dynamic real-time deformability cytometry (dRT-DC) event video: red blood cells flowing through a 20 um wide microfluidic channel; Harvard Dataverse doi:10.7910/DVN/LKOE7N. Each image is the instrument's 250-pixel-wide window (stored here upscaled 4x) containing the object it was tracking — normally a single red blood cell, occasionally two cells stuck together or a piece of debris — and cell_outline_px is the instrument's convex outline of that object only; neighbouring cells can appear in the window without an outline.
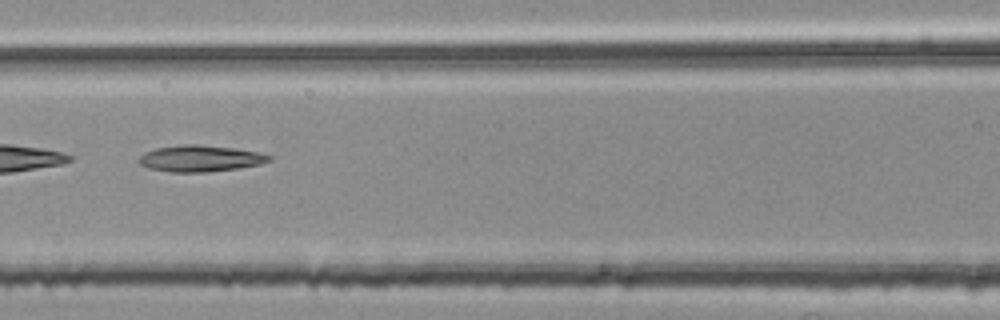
{"species": "common noctule bat (a hibernating species)", "species_latin": "Nyctalus noctula", "temperature_condition": "room temperature", "stored_images_in_passage": 53, "segment_of_instrument_passage": [2, 2], "camera_frame_rate_fps": 3000, "um_per_image_px": 0.085, "animal": {"sex": "female", "body_mass_g": 25.1}, "frame": {"image": 1, "passage_image": 23, "time_ms": 7.333, "image_size_px": [1000, 320], "cell_outline_px": [[276, 156], [272, 160], [260, 164], [236, 168], [208, 172], [168, 172], [148, 168], [140, 164], [136, 160], [144, 152], [156, 148], [180, 144], [200, 144], [236, 148]], "centroid_in_image_um": [17.01, 13.46], "position_along_channel_um": 149.6, "area_um2": 20.29}}
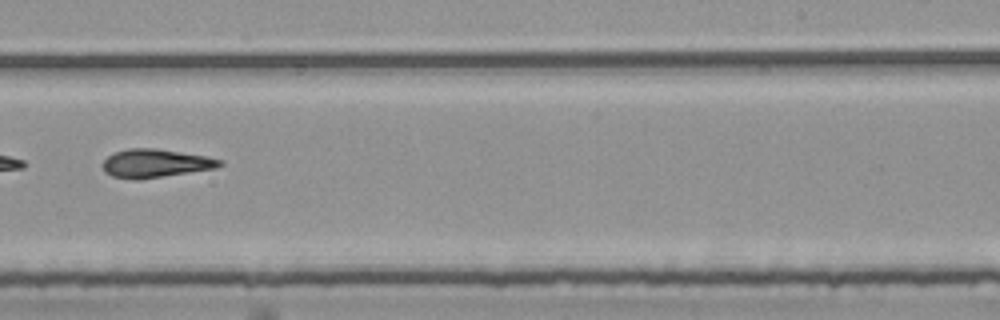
{"frame": {"image": 2, "passage_image": 33, "time_ms": 10.667, "image_size_px": [1000, 320], "cell_outline_px": [[224, 164], [216, 168], [140, 180], [132, 180], [112, 176], [104, 172], [104, 160], [108, 156], [116, 152], [128, 148], [156, 148], [208, 156], [224, 160]], "centroid_in_image_um": [13.25, 13.89], "position_along_channel_um": 275.8, "area_um2": 19.54}}
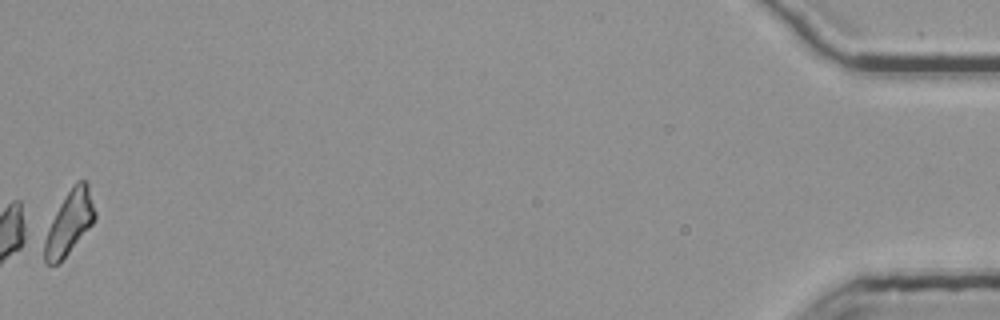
{"frame": {"image": 3, "passage_image": 53, "time_ms": 17.333, "image_size_px": [1000, 320], "cell_outline_px": [[96, 216], [92, 224], [68, 252], [56, 264], [44, 264], [40, 240], [60, 204], [72, 184], [76, 180], [84, 180], [88, 184], [96, 212]], "centroid_in_image_um": [5.82, 18.94], "position_along_channel_um": 429.4, "area_um2": 18.9}}